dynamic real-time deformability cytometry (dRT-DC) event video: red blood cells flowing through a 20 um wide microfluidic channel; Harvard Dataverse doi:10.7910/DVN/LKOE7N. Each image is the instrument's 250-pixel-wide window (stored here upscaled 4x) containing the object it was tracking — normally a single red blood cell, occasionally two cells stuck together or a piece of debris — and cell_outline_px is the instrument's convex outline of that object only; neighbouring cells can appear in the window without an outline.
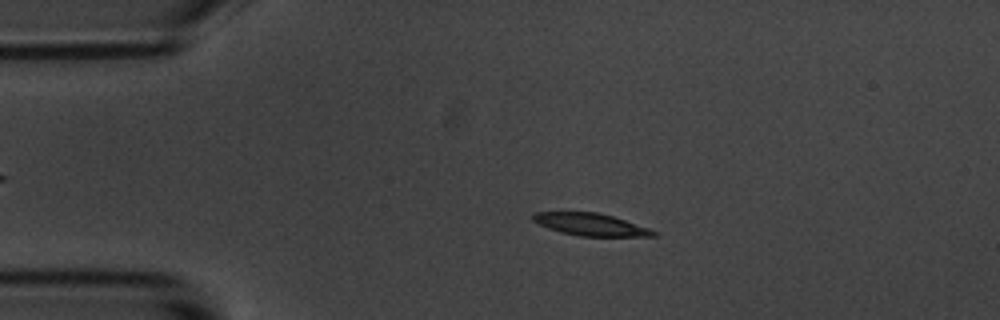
{"species": "common noctule bat (a hibernating species)", "species_latin": "Nyctalus noctula", "temperature_condition": "room temperature", "stored_images_in_passage": 5, "camera_frame_rate_fps": 3000, "um_per_image_px": 0.085, "animal": {"sex": "male", "body_mass_g": 20.1, "forearm_length_mm": 53.5}, "frame": {"image": 1, "passage_image": 4, "time_ms": 3.333, "image_size_px": [1000, 320], "cell_outline_px": [[660, 232], [656, 236], [580, 236], [560, 232], [548, 228], [532, 220], [532, 212], [600, 212]], "centroid_in_image_um": [50.2, 19.08], "position_along_channel_um": 34.8, "area_um2": 15.61}}